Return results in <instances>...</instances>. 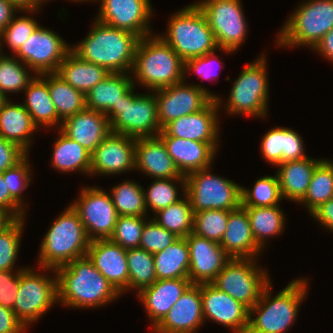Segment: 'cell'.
<instances>
[{"label": "cell", "mask_w": 333, "mask_h": 333, "mask_svg": "<svg viewBox=\"0 0 333 333\" xmlns=\"http://www.w3.org/2000/svg\"><path fill=\"white\" fill-rule=\"evenodd\" d=\"M58 303L75 308L99 307L119 298L120 293L86 255L56 269Z\"/></svg>", "instance_id": "obj_1"}, {"label": "cell", "mask_w": 333, "mask_h": 333, "mask_svg": "<svg viewBox=\"0 0 333 333\" xmlns=\"http://www.w3.org/2000/svg\"><path fill=\"white\" fill-rule=\"evenodd\" d=\"M88 35L71 51L84 61L103 66L110 73H129L141 39L129 31L94 20Z\"/></svg>", "instance_id": "obj_2"}, {"label": "cell", "mask_w": 333, "mask_h": 333, "mask_svg": "<svg viewBox=\"0 0 333 333\" xmlns=\"http://www.w3.org/2000/svg\"><path fill=\"white\" fill-rule=\"evenodd\" d=\"M307 279L292 280L276 296H272L269 282L263 289L259 301L249 310L246 333H285L298 315L299 307L306 298ZM273 297V298H271ZM253 316H256L253 318Z\"/></svg>", "instance_id": "obj_3"}, {"label": "cell", "mask_w": 333, "mask_h": 333, "mask_svg": "<svg viewBox=\"0 0 333 333\" xmlns=\"http://www.w3.org/2000/svg\"><path fill=\"white\" fill-rule=\"evenodd\" d=\"M185 62L159 35L139 40L131 70L136 81L149 90H157L185 80Z\"/></svg>", "instance_id": "obj_4"}, {"label": "cell", "mask_w": 333, "mask_h": 333, "mask_svg": "<svg viewBox=\"0 0 333 333\" xmlns=\"http://www.w3.org/2000/svg\"><path fill=\"white\" fill-rule=\"evenodd\" d=\"M91 240L71 205L53 221L39 249L38 265L46 271L87 255Z\"/></svg>", "instance_id": "obj_5"}, {"label": "cell", "mask_w": 333, "mask_h": 333, "mask_svg": "<svg viewBox=\"0 0 333 333\" xmlns=\"http://www.w3.org/2000/svg\"><path fill=\"white\" fill-rule=\"evenodd\" d=\"M167 25L165 35L159 36L184 62L219 49L208 20L196 3L171 15Z\"/></svg>", "instance_id": "obj_6"}, {"label": "cell", "mask_w": 333, "mask_h": 333, "mask_svg": "<svg viewBox=\"0 0 333 333\" xmlns=\"http://www.w3.org/2000/svg\"><path fill=\"white\" fill-rule=\"evenodd\" d=\"M333 29V0H307L298 4L277 35L279 47H310Z\"/></svg>", "instance_id": "obj_7"}, {"label": "cell", "mask_w": 333, "mask_h": 333, "mask_svg": "<svg viewBox=\"0 0 333 333\" xmlns=\"http://www.w3.org/2000/svg\"><path fill=\"white\" fill-rule=\"evenodd\" d=\"M133 84L122 96L117 106H112L105 115L111 132L141 138L158 136L162 130L158 121L155 94L134 92Z\"/></svg>", "instance_id": "obj_8"}, {"label": "cell", "mask_w": 333, "mask_h": 333, "mask_svg": "<svg viewBox=\"0 0 333 333\" xmlns=\"http://www.w3.org/2000/svg\"><path fill=\"white\" fill-rule=\"evenodd\" d=\"M265 54L247 64L234 80L228 104L223 106L229 115L267 117L269 84ZM227 107V108H226Z\"/></svg>", "instance_id": "obj_9"}, {"label": "cell", "mask_w": 333, "mask_h": 333, "mask_svg": "<svg viewBox=\"0 0 333 333\" xmlns=\"http://www.w3.org/2000/svg\"><path fill=\"white\" fill-rule=\"evenodd\" d=\"M210 168L185 176V194L194 212L232 211L241 206V187L232 180L210 173Z\"/></svg>", "instance_id": "obj_10"}, {"label": "cell", "mask_w": 333, "mask_h": 333, "mask_svg": "<svg viewBox=\"0 0 333 333\" xmlns=\"http://www.w3.org/2000/svg\"><path fill=\"white\" fill-rule=\"evenodd\" d=\"M255 258H231L211 282L217 289L249 310L259 301L264 287L271 281Z\"/></svg>", "instance_id": "obj_11"}, {"label": "cell", "mask_w": 333, "mask_h": 333, "mask_svg": "<svg viewBox=\"0 0 333 333\" xmlns=\"http://www.w3.org/2000/svg\"><path fill=\"white\" fill-rule=\"evenodd\" d=\"M35 271L29 267L20 271L19 290L12 308L15 316L26 328L47 313L55 302L56 304L58 302L56 269H52V273L55 274L51 276L52 278Z\"/></svg>", "instance_id": "obj_12"}, {"label": "cell", "mask_w": 333, "mask_h": 333, "mask_svg": "<svg viewBox=\"0 0 333 333\" xmlns=\"http://www.w3.org/2000/svg\"><path fill=\"white\" fill-rule=\"evenodd\" d=\"M196 4L206 16L219 50L237 51L248 32L241 0H203Z\"/></svg>", "instance_id": "obj_13"}, {"label": "cell", "mask_w": 333, "mask_h": 333, "mask_svg": "<svg viewBox=\"0 0 333 333\" xmlns=\"http://www.w3.org/2000/svg\"><path fill=\"white\" fill-rule=\"evenodd\" d=\"M157 102L158 121L161 129L170 121L204 109L219 96L203 85H187L185 80L153 91Z\"/></svg>", "instance_id": "obj_14"}, {"label": "cell", "mask_w": 333, "mask_h": 333, "mask_svg": "<svg viewBox=\"0 0 333 333\" xmlns=\"http://www.w3.org/2000/svg\"><path fill=\"white\" fill-rule=\"evenodd\" d=\"M71 51V46L54 31L40 25L15 53L35 75L55 73Z\"/></svg>", "instance_id": "obj_15"}, {"label": "cell", "mask_w": 333, "mask_h": 333, "mask_svg": "<svg viewBox=\"0 0 333 333\" xmlns=\"http://www.w3.org/2000/svg\"><path fill=\"white\" fill-rule=\"evenodd\" d=\"M80 192L78 200L70 205L78 213L89 239H109L118 217L110 193L96 186Z\"/></svg>", "instance_id": "obj_16"}, {"label": "cell", "mask_w": 333, "mask_h": 333, "mask_svg": "<svg viewBox=\"0 0 333 333\" xmlns=\"http://www.w3.org/2000/svg\"><path fill=\"white\" fill-rule=\"evenodd\" d=\"M97 20L110 27L129 31L140 38L152 34L150 0H100Z\"/></svg>", "instance_id": "obj_17"}, {"label": "cell", "mask_w": 333, "mask_h": 333, "mask_svg": "<svg viewBox=\"0 0 333 333\" xmlns=\"http://www.w3.org/2000/svg\"><path fill=\"white\" fill-rule=\"evenodd\" d=\"M135 146L136 138L110 132L91 154L90 175L109 176L135 170Z\"/></svg>", "instance_id": "obj_18"}, {"label": "cell", "mask_w": 333, "mask_h": 333, "mask_svg": "<svg viewBox=\"0 0 333 333\" xmlns=\"http://www.w3.org/2000/svg\"><path fill=\"white\" fill-rule=\"evenodd\" d=\"M203 318L231 328L234 333H246L249 309L211 283L201 284Z\"/></svg>", "instance_id": "obj_19"}, {"label": "cell", "mask_w": 333, "mask_h": 333, "mask_svg": "<svg viewBox=\"0 0 333 333\" xmlns=\"http://www.w3.org/2000/svg\"><path fill=\"white\" fill-rule=\"evenodd\" d=\"M222 99H213L199 112L182 116L167 123L158 136H172L198 142H218V108Z\"/></svg>", "instance_id": "obj_20"}, {"label": "cell", "mask_w": 333, "mask_h": 333, "mask_svg": "<svg viewBox=\"0 0 333 333\" xmlns=\"http://www.w3.org/2000/svg\"><path fill=\"white\" fill-rule=\"evenodd\" d=\"M185 238L190 255L189 280L192 284L211 283L231 257L216 241L193 232Z\"/></svg>", "instance_id": "obj_21"}, {"label": "cell", "mask_w": 333, "mask_h": 333, "mask_svg": "<svg viewBox=\"0 0 333 333\" xmlns=\"http://www.w3.org/2000/svg\"><path fill=\"white\" fill-rule=\"evenodd\" d=\"M204 322L201 284H191L152 331L196 333Z\"/></svg>", "instance_id": "obj_22"}, {"label": "cell", "mask_w": 333, "mask_h": 333, "mask_svg": "<svg viewBox=\"0 0 333 333\" xmlns=\"http://www.w3.org/2000/svg\"><path fill=\"white\" fill-rule=\"evenodd\" d=\"M87 256L121 295L129 290L126 249L110 239H97L90 242Z\"/></svg>", "instance_id": "obj_23"}, {"label": "cell", "mask_w": 333, "mask_h": 333, "mask_svg": "<svg viewBox=\"0 0 333 333\" xmlns=\"http://www.w3.org/2000/svg\"><path fill=\"white\" fill-rule=\"evenodd\" d=\"M182 176L212 166L219 142H198L172 136H159Z\"/></svg>", "instance_id": "obj_24"}, {"label": "cell", "mask_w": 333, "mask_h": 333, "mask_svg": "<svg viewBox=\"0 0 333 333\" xmlns=\"http://www.w3.org/2000/svg\"><path fill=\"white\" fill-rule=\"evenodd\" d=\"M137 169L154 179L185 178L159 136L136 139L135 170Z\"/></svg>", "instance_id": "obj_25"}, {"label": "cell", "mask_w": 333, "mask_h": 333, "mask_svg": "<svg viewBox=\"0 0 333 333\" xmlns=\"http://www.w3.org/2000/svg\"><path fill=\"white\" fill-rule=\"evenodd\" d=\"M60 130L91 154L111 132L108 117L102 112L87 108L66 118Z\"/></svg>", "instance_id": "obj_26"}, {"label": "cell", "mask_w": 333, "mask_h": 333, "mask_svg": "<svg viewBox=\"0 0 333 333\" xmlns=\"http://www.w3.org/2000/svg\"><path fill=\"white\" fill-rule=\"evenodd\" d=\"M189 278L156 280L137 295L154 328L191 285Z\"/></svg>", "instance_id": "obj_27"}, {"label": "cell", "mask_w": 333, "mask_h": 333, "mask_svg": "<svg viewBox=\"0 0 333 333\" xmlns=\"http://www.w3.org/2000/svg\"><path fill=\"white\" fill-rule=\"evenodd\" d=\"M231 258H255L263 251L251 231L248 213L243 206L229 212L227 228L219 243Z\"/></svg>", "instance_id": "obj_28"}, {"label": "cell", "mask_w": 333, "mask_h": 333, "mask_svg": "<svg viewBox=\"0 0 333 333\" xmlns=\"http://www.w3.org/2000/svg\"><path fill=\"white\" fill-rule=\"evenodd\" d=\"M323 159L305 157L277 165L282 198L299 203L305 196L316 166Z\"/></svg>", "instance_id": "obj_29"}, {"label": "cell", "mask_w": 333, "mask_h": 333, "mask_svg": "<svg viewBox=\"0 0 333 333\" xmlns=\"http://www.w3.org/2000/svg\"><path fill=\"white\" fill-rule=\"evenodd\" d=\"M10 101L8 99L0 110V137L17 143L29 153L32 135L38 127L22 103Z\"/></svg>", "instance_id": "obj_30"}, {"label": "cell", "mask_w": 333, "mask_h": 333, "mask_svg": "<svg viewBox=\"0 0 333 333\" xmlns=\"http://www.w3.org/2000/svg\"><path fill=\"white\" fill-rule=\"evenodd\" d=\"M110 72L103 66L84 61L70 51L55 72L63 81L86 95Z\"/></svg>", "instance_id": "obj_31"}, {"label": "cell", "mask_w": 333, "mask_h": 333, "mask_svg": "<svg viewBox=\"0 0 333 333\" xmlns=\"http://www.w3.org/2000/svg\"><path fill=\"white\" fill-rule=\"evenodd\" d=\"M24 91L26 100L22 105L30 113L34 124L48 129L58 125L60 129L62 121L52 102L48 83L40 75H35Z\"/></svg>", "instance_id": "obj_32"}, {"label": "cell", "mask_w": 333, "mask_h": 333, "mask_svg": "<svg viewBox=\"0 0 333 333\" xmlns=\"http://www.w3.org/2000/svg\"><path fill=\"white\" fill-rule=\"evenodd\" d=\"M129 73H109L85 95L86 108L106 113L112 106H117L121 96L133 85Z\"/></svg>", "instance_id": "obj_33"}, {"label": "cell", "mask_w": 333, "mask_h": 333, "mask_svg": "<svg viewBox=\"0 0 333 333\" xmlns=\"http://www.w3.org/2000/svg\"><path fill=\"white\" fill-rule=\"evenodd\" d=\"M58 131H60L58 132L60 135L55 141L51 159L53 168L60 173L79 171L90 175L91 153L77 141L66 136L60 129Z\"/></svg>", "instance_id": "obj_34"}, {"label": "cell", "mask_w": 333, "mask_h": 333, "mask_svg": "<svg viewBox=\"0 0 333 333\" xmlns=\"http://www.w3.org/2000/svg\"><path fill=\"white\" fill-rule=\"evenodd\" d=\"M157 280L188 278L189 247L186 238H178L164 250L153 254Z\"/></svg>", "instance_id": "obj_35"}, {"label": "cell", "mask_w": 333, "mask_h": 333, "mask_svg": "<svg viewBox=\"0 0 333 333\" xmlns=\"http://www.w3.org/2000/svg\"><path fill=\"white\" fill-rule=\"evenodd\" d=\"M40 76L48 83L52 102L62 122L86 108L85 95L63 81L58 75L44 73Z\"/></svg>", "instance_id": "obj_36"}, {"label": "cell", "mask_w": 333, "mask_h": 333, "mask_svg": "<svg viewBox=\"0 0 333 333\" xmlns=\"http://www.w3.org/2000/svg\"><path fill=\"white\" fill-rule=\"evenodd\" d=\"M279 206L244 207L248 213L254 240L262 250L269 237L277 236L284 230L286 219Z\"/></svg>", "instance_id": "obj_37"}, {"label": "cell", "mask_w": 333, "mask_h": 333, "mask_svg": "<svg viewBox=\"0 0 333 333\" xmlns=\"http://www.w3.org/2000/svg\"><path fill=\"white\" fill-rule=\"evenodd\" d=\"M153 220L179 238H185L194 228V211L188 196L183 193L182 198L157 211Z\"/></svg>", "instance_id": "obj_38"}, {"label": "cell", "mask_w": 333, "mask_h": 333, "mask_svg": "<svg viewBox=\"0 0 333 333\" xmlns=\"http://www.w3.org/2000/svg\"><path fill=\"white\" fill-rule=\"evenodd\" d=\"M333 198V162L324 159L316 166L307 192L299 204L306 206L311 215L317 208Z\"/></svg>", "instance_id": "obj_39"}, {"label": "cell", "mask_w": 333, "mask_h": 333, "mask_svg": "<svg viewBox=\"0 0 333 333\" xmlns=\"http://www.w3.org/2000/svg\"><path fill=\"white\" fill-rule=\"evenodd\" d=\"M110 196L118 216L146 217L144 188L134 181H123L112 187Z\"/></svg>", "instance_id": "obj_40"}, {"label": "cell", "mask_w": 333, "mask_h": 333, "mask_svg": "<svg viewBox=\"0 0 333 333\" xmlns=\"http://www.w3.org/2000/svg\"><path fill=\"white\" fill-rule=\"evenodd\" d=\"M126 259L129 271V289H135L138 294L157 280L152 253L141 248L127 249Z\"/></svg>", "instance_id": "obj_41"}, {"label": "cell", "mask_w": 333, "mask_h": 333, "mask_svg": "<svg viewBox=\"0 0 333 333\" xmlns=\"http://www.w3.org/2000/svg\"><path fill=\"white\" fill-rule=\"evenodd\" d=\"M282 195L277 174L258 178L252 189L241 187V206L271 207L279 205Z\"/></svg>", "instance_id": "obj_42"}, {"label": "cell", "mask_w": 333, "mask_h": 333, "mask_svg": "<svg viewBox=\"0 0 333 333\" xmlns=\"http://www.w3.org/2000/svg\"><path fill=\"white\" fill-rule=\"evenodd\" d=\"M16 56H7L0 59V92L6 97L8 93H20L27 88L35 76H30L27 66Z\"/></svg>", "instance_id": "obj_43"}, {"label": "cell", "mask_w": 333, "mask_h": 333, "mask_svg": "<svg viewBox=\"0 0 333 333\" xmlns=\"http://www.w3.org/2000/svg\"><path fill=\"white\" fill-rule=\"evenodd\" d=\"M175 182L180 184L181 193H185V178L154 179L148 190L144 189L146 208L156 213L180 200L182 197L179 196Z\"/></svg>", "instance_id": "obj_44"}, {"label": "cell", "mask_w": 333, "mask_h": 333, "mask_svg": "<svg viewBox=\"0 0 333 333\" xmlns=\"http://www.w3.org/2000/svg\"><path fill=\"white\" fill-rule=\"evenodd\" d=\"M229 212L227 210H202L194 212L193 233L220 243L227 228Z\"/></svg>", "instance_id": "obj_45"}, {"label": "cell", "mask_w": 333, "mask_h": 333, "mask_svg": "<svg viewBox=\"0 0 333 333\" xmlns=\"http://www.w3.org/2000/svg\"><path fill=\"white\" fill-rule=\"evenodd\" d=\"M24 221V217L17 218L9 227L0 232V271L15 268Z\"/></svg>", "instance_id": "obj_46"}, {"label": "cell", "mask_w": 333, "mask_h": 333, "mask_svg": "<svg viewBox=\"0 0 333 333\" xmlns=\"http://www.w3.org/2000/svg\"><path fill=\"white\" fill-rule=\"evenodd\" d=\"M146 221L145 217L118 216L114 232L109 239L126 250L139 248Z\"/></svg>", "instance_id": "obj_47"}, {"label": "cell", "mask_w": 333, "mask_h": 333, "mask_svg": "<svg viewBox=\"0 0 333 333\" xmlns=\"http://www.w3.org/2000/svg\"><path fill=\"white\" fill-rule=\"evenodd\" d=\"M39 25L32 16L22 15L19 18L14 16L8 26L0 32V40L7 43L15 54Z\"/></svg>", "instance_id": "obj_48"}, {"label": "cell", "mask_w": 333, "mask_h": 333, "mask_svg": "<svg viewBox=\"0 0 333 333\" xmlns=\"http://www.w3.org/2000/svg\"><path fill=\"white\" fill-rule=\"evenodd\" d=\"M178 238L174 233L169 232L151 218L143 226L139 248L155 254L164 250Z\"/></svg>", "instance_id": "obj_49"}, {"label": "cell", "mask_w": 333, "mask_h": 333, "mask_svg": "<svg viewBox=\"0 0 333 333\" xmlns=\"http://www.w3.org/2000/svg\"><path fill=\"white\" fill-rule=\"evenodd\" d=\"M29 156H26L22 161H20L14 167L7 169L4 171L3 178L5 183L7 184V188L10 192V195L23 207L24 200L23 191L29 187L31 181V166L29 164Z\"/></svg>", "instance_id": "obj_50"}, {"label": "cell", "mask_w": 333, "mask_h": 333, "mask_svg": "<svg viewBox=\"0 0 333 333\" xmlns=\"http://www.w3.org/2000/svg\"><path fill=\"white\" fill-rule=\"evenodd\" d=\"M260 151L266 162L277 166L281 164L283 150V127H274L265 133L261 139Z\"/></svg>", "instance_id": "obj_51"}, {"label": "cell", "mask_w": 333, "mask_h": 333, "mask_svg": "<svg viewBox=\"0 0 333 333\" xmlns=\"http://www.w3.org/2000/svg\"><path fill=\"white\" fill-rule=\"evenodd\" d=\"M18 270H2L0 271V305L12 309L14 307L16 296L20 284V271ZM15 271V274L14 272Z\"/></svg>", "instance_id": "obj_52"}, {"label": "cell", "mask_w": 333, "mask_h": 333, "mask_svg": "<svg viewBox=\"0 0 333 333\" xmlns=\"http://www.w3.org/2000/svg\"><path fill=\"white\" fill-rule=\"evenodd\" d=\"M302 137L298 132L283 127V150H281V164L308 157L305 154Z\"/></svg>", "instance_id": "obj_53"}, {"label": "cell", "mask_w": 333, "mask_h": 333, "mask_svg": "<svg viewBox=\"0 0 333 333\" xmlns=\"http://www.w3.org/2000/svg\"><path fill=\"white\" fill-rule=\"evenodd\" d=\"M215 52L216 51H213L201 57L186 60L184 69L185 75L190 71H194L197 75L205 79H213L218 76V73L216 74V72L213 71L216 67V63L214 64V62H217L218 67H222L220 65L222 62Z\"/></svg>", "instance_id": "obj_54"}, {"label": "cell", "mask_w": 333, "mask_h": 333, "mask_svg": "<svg viewBox=\"0 0 333 333\" xmlns=\"http://www.w3.org/2000/svg\"><path fill=\"white\" fill-rule=\"evenodd\" d=\"M27 155L17 143L0 137V173L17 165Z\"/></svg>", "instance_id": "obj_55"}, {"label": "cell", "mask_w": 333, "mask_h": 333, "mask_svg": "<svg viewBox=\"0 0 333 333\" xmlns=\"http://www.w3.org/2000/svg\"><path fill=\"white\" fill-rule=\"evenodd\" d=\"M26 329L12 309L0 305V333H23Z\"/></svg>", "instance_id": "obj_56"}, {"label": "cell", "mask_w": 333, "mask_h": 333, "mask_svg": "<svg viewBox=\"0 0 333 333\" xmlns=\"http://www.w3.org/2000/svg\"><path fill=\"white\" fill-rule=\"evenodd\" d=\"M0 206L9 210L16 218L25 217L26 209L10 195L2 173H0Z\"/></svg>", "instance_id": "obj_57"}, {"label": "cell", "mask_w": 333, "mask_h": 333, "mask_svg": "<svg viewBox=\"0 0 333 333\" xmlns=\"http://www.w3.org/2000/svg\"><path fill=\"white\" fill-rule=\"evenodd\" d=\"M18 11H24V13L27 12L29 14H34V12H37L39 10H21L9 0H0V32L8 26V24L12 21L14 15H16Z\"/></svg>", "instance_id": "obj_58"}, {"label": "cell", "mask_w": 333, "mask_h": 333, "mask_svg": "<svg viewBox=\"0 0 333 333\" xmlns=\"http://www.w3.org/2000/svg\"><path fill=\"white\" fill-rule=\"evenodd\" d=\"M311 216L316 222H320L321 226L333 232V198L317 208Z\"/></svg>", "instance_id": "obj_59"}, {"label": "cell", "mask_w": 333, "mask_h": 333, "mask_svg": "<svg viewBox=\"0 0 333 333\" xmlns=\"http://www.w3.org/2000/svg\"><path fill=\"white\" fill-rule=\"evenodd\" d=\"M312 50L319 52L321 56L323 55L333 63V29L325 34Z\"/></svg>", "instance_id": "obj_60"}, {"label": "cell", "mask_w": 333, "mask_h": 333, "mask_svg": "<svg viewBox=\"0 0 333 333\" xmlns=\"http://www.w3.org/2000/svg\"><path fill=\"white\" fill-rule=\"evenodd\" d=\"M16 219L9 210L0 206V232L9 227Z\"/></svg>", "instance_id": "obj_61"}, {"label": "cell", "mask_w": 333, "mask_h": 333, "mask_svg": "<svg viewBox=\"0 0 333 333\" xmlns=\"http://www.w3.org/2000/svg\"><path fill=\"white\" fill-rule=\"evenodd\" d=\"M21 10H34V0H9Z\"/></svg>", "instance_id": "obj_62"}, {"label": "cell", "mask_w": 333, "mask_h": 333, "mask_svg": "<svg viewBox=\"0 0 333 333\" xmlns=\"http://www.w3.org/2000/svg\"><path fill=\"white\" fill-rule=\"evenodd\" d=\"M49 2V0H34V10L40 9L41 4H43L44 2Z\"/></svg>", "instance_id": "obj_63"}, {"label": "cell", "mask_w": 333, "mask_h": 333, "mask_svg": "<svg viewBox=\"0 0 333 333\" xmlns=\"http://www.w3.org/2000/svg\"><path fill=\"white\" fill-rule=\"evenodd\" d=\"M8 100V98L0 92V110L2 109L4 103Z\"/></svg>", "instance_id": "obj_64"}, {"label": "cell", "mask_w": 333, "mask_h": 333, "mask_svg": "<svg viewBox=\"0 0 333 333\" xmlns=\"http://www.w3.org/2000/svg\"><path fill=\"white\" fill-rule=\"evenodd\" d=\"M3 43H1V40H0V59L3 57V53H2V50L3 48L1 47Z\"/></svg>", "instance_id": "obj_65"}, {"label": "cell", "mask_w": 333, "mask_h": 333, "mask_svg": "<svg viewBox=\"0 0 333 333\" xmlns=\"http://www.w3.org/2000/svg\"><path fill=\"white\" fill-rule=\"evenodd\" d=\"M73 1H75V2L77 1L78 3H79V2L83 3V1H84V2H85V1H86V2H87V1H88V2H89V1H93V2H94V1H97V0H73Z\"/></svg>", "instance_id": "obj_66"}]
</instances>
